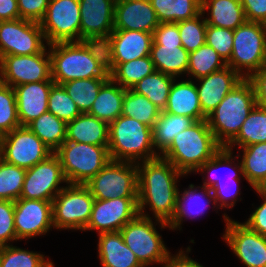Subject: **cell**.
<instances>
[{
  "label": "cell",
  "instance_id": "obj_1",
  "mask_svg": "<svg viewBox=\"0 0 266 267\" xmlns=\"http://www.w3.org/2000/svg\"><path fill=\"white\" fill-rule=\"evenodd\" d=\"M137 169L139 214L150 217L145 212V207L149 206L155 222L169 223L176 210L178 179L185 174L161 156L137 163Z\"/></svg>",
  "mask_w": 266,
  "mask_h": 267
},
{
  "label": "cell",
  "instance_id": "obj_2",
  "mask_svg": "<svg viewBox=\"0 0 266 267\" xmlns=\"http://www.w3.org/2000/svg\"><path fill=\"white\" fill-rule=\"evenodd\" d=\"M55 84L89 78H110L103 42H59L49 45Z\"/></svg>",
  "mask_w": 266,
  "mask_h": 267
},
{
  "label": "cell",
  "instance_id": "obj_3",
  "mask_svg": "<svg viewBox=\"0 0 266 267\" xmlns=\"http://www.w3.org/2000/svg\"><path fill=\"white\" fill-rule=\"evenodd\" d=\"M221 148L207 120L204 119L196 121L189 128L178 133L160 156L188 176L210 160Z\"/></svg>",
  "mask_w": 266,
  "mask_h": 267
},
{
  "label": "cell",
  "instance_id": "obj_4",
  "mask_svg": "<svg viewBox=\"0 0 266 267\" xmlns=\"http://www.w3.org/2000/svg\"><path fill=\"white\" fill-rule=\"evenodd\" d=\"M108 152L113 161L139 163L160 156L153 144L152 128L124 115L109 123Z\"/></svg>",
  "mask_w": 266,
  "mask_h": 267
},
{
  "label": "cell",
  "instance_id": "obj_5",
  "mask_svg": "<svg viewBox=\"0 0 266 267\" xmlns=\"http://www.w3.org/2000/svg\"><path fill=\"white\" fill-rule=\"evenodd\" d=\"M256 105L253 86L244 78L207 116L209 128L222 147H226L238 135Z\"/></svg>",
  "mask_w": 266,
  "mask_h": 267
},
{
  "label": "cell",
  "instance_id": "obj_6",
  "mask_svg": "<svg viewBox=\"0 0 266 267\" xmlns=\"http://www.w3.org/2000/svg\"><path fill=\"white\" fill-rule=\"evenodd\" d=\"M227 66L243 79L266 66V24L245 21L234 30L233 51Z\"/></svg>",
  "mask_w": 266,
  "mask_h": 267
},
{
  "label": "cell",
  "instance_id": "obj_7",
  "mask_svg": "<svg viewBox=\"0 0 266 267\" xmlns=\"http://www.w3.org/2000/svg\"><path fill=\"white\" fill-rule=\"evenodd\" d=\"M67 184H86L111 160L108 146L65 141L55 152Z\"/></svg>",
  "mask_w": 266,
  "mask_h": 267
},
{
  "label": "cell",
  "instance_id": "obj_8",
  "mask_svg": "<svg viewBox=\"0 0 266 267\" xmlns=\"http://www.w3.org/2000/svg\"><path fill=\"white\" fill-rule=\"evenodd\" d=\"M157 224L161 230L163 228L170 230L168 223L157 220L155 224L151 217H144L140 214L120 230L125 244L133 251L144 267H149L152 264L162 265L171 254L164 244L162 236L156 230Z\"/></svg>",
  "mask_w": 266,
  "mask_h": 267
},
{
  "label": "cell",
  "instance_id": "obj_9",
  "mask_svg": "<svg viewBox=\"0 0 266 267\" xmlns=\"http://www.w3.org/2000/svg\"><path fill=\"white\" fill-rule=\"evenodd\" d=\"M95 198L82 184H66L52 201L53 226L61 230L84 231Z\"/></svg>",
  "mask_w": 266,
  "mask_h": 267
},
{
  "label": "cell",
  "instance_id": "obj_10",
  "mask_svg": "<svg viewBox=\"0 0 266 267\" xmlns=\"http://www.w3.org/2000/svg\"><path fill=\"white\" fill-rule=\"evenodd\" d=\"M84 185L98 200L138 198L137 163L110 160Z\"/></svg>",
  "mask_w": 266,
  "mask_h": 267
},
{
  "label": "cell",
  "instance_id": "obj_11",
  "mask_svg": "<svg viewBox=\"0 0 266 267\" xmlns=\"http://www.w3.org/2000/svg\"><path fill=\"white\" fill-rule=\"evenodd\" d=\"M54 152L27 126H19L0 137V158L29 169Z\"/></svg>",
  "mask_w": 266,
  "mask_h": 267
},
{
  "label": "cell",
  "instance_id": "obj_12",
  "mask_svg": "<svg viewBox=\"0 0 266 267\" xmlns=\"http://www.w3.org/2000/svg\"><path fill=\"white\" fill-rule=\"evenodd\" d=\"M81 14L79 0H50L39 22L46 45L80 42Z\"/></svg>",
  "mask_w": 266,
  "mask_h": 267
},
{
  "label": "cell",
  "instance_id": "obj_13",
  "mask_svg": "<svg viewBox=\"0 0 266 267\" xmlns=\"http://www.w3.org/2000/svg\"><path fill=\"white\" fill-rule=\"evenodd\" d=\"M32 55H7L0 59V82L16 87L32 82L53 81L49 45Z\"/></svg>",
  "mask_w": 266,
  "mask_h": 267
},
{
  "label": "cell",
  "instance_id": "obj_14",
  "mask_svg": "<svg viewBox=\"0 0 266 267\" xmlns=\"http://www.w3.org/2000/svg\"><path fill=\"white\" fill-rule=\"evenodd\" d=\"M40 23L16 19L0 21V59L7 55L41 53L47 46Z\"/></svg>",
  "mask_w": 266,
  "mask_h": 267
},
{
  "label": "cell",
  "instance_id": "obj_15",
  "mask_svg": "<svg viewBox=\"0 0 266 267\" xmlns=\"http://www.w3.org/2000/svg\"><path fill=\"white\" fill-rule=\"evenodd\" d=\"M66 183L59 157L53 153L47 159L26 169L20 198L53 201Z\"/></svg>",
  "mask_w": 266,
  "mask_h": 267
},
{
  "label": "cell",
  "instance_id": "obj_16",
  "mask_svg": "<svg viewBox=\"0 0 266 267\" xmlns=\"http://www.w3.org/2000/svg\"><path fill=\"white\" fill-rule=\"evenodd\" d=\"M226 229L223 240L246 267H266V237L244 223L223 215Z\"/></svg>",
  "mask_w": 266,
  "mask_h": 267
},
{
  "label": "cell",
  "instance_id": "obj_17",
  "mask_svg": "<svg viewBox=\"0 0 266 267\" xmlns=\"http://www.w3.org/2000/svg\"><path fill=\"white\" fill-rule=\"evenodd\" d=\"M138 212V198L95 199L84 231L100 233L120 231Z\"/></svg>",
  "mask_w": 266,
  "mask_h": 267
},
{
  "label": "cell",
  "instance_id": "obj_18",
  "mask_svg": "<svg viewBox=\"0 0 266 267\" xmlns=\"http://www.w3.org/2000/svg\"><path fill=\"white\" fill-rule=\"evenodd\" d=\"M153 34L136 30H113L103 42L109 74L120 64L150 56Z\"/></svg>",
  "mask_w": 266,
  "mask_h": 267
},
{
  "label": "cell",
  "instance_id": "obj_19",
  "mask_svg": "<svg viewBox=\"0 0 266 267\" xmlns=\"http://www.w3.org/2000/svg\"><path fill=\"white\" fill-rule=\"evenodd\" d=\"M14 205L17 240L42 236L54 229L52 201L19 198L14 201Z\"/></svg>",
  "mask_w": 266,
  "mask_h": 267
},
{
  "label": "cell",
  "instance_id": "obj_20",
  "mask_svg": "<svg viewBox=\"0 0 266 267\" xmlns=\"http://www.w3.org/2000/svg\"><path fill=\"white\" fill-rule=\"evenodd\" d=\"M116 0H79L81 41L104 42L114 30Z\"/></svg>",
  "mask_w": 266,
  "mask_h": 267
},
{
  "label": "cell",
  "instance_id": "obj_21",
  "mask_svg": "<svg viewBox=\"0 0 266 267\" xmlns=\"http://www.w3.org/2000/svg\"><path fill=\"white\" fill-rule=\"evenodd\" d=\"M160 24L149 0H116L114 30L152 33Z\"/></svg>",
  "mask_w": 266,
  "mask_h": 267
},
{
  "label": "cell",
  "instance_id": "obj_22",
  "mask_svg": "<svg viewBox=\"0 0 266 267\" xmlns=\"http://www.w3.org/2000/svg\"><path fill=\"white\" fill-rule=\"evenodd\" d=\"M243 78L231 67L201 77L196 89L202 113L207 117Z\"/></svg>",
  "mask_w": 266,
  "mask_h": 267
},
{
  "label": "cell",
  "instance_id": "obj_23",
  "mask_svg": "<svg viewBox=\"0 0 266 267\" xmlns=\"http://www.w3.org/2000/svg\"><path fill=\"white\" fill-rule=\"evenodd\" d=\"M54 81L32 82L14 87L20 126H27L48 111V97Z\"/></svg>",
  "mask_w": 266,
  "mask_h": 267
},
{
  "label": "cell",
  "instance_id": "obj_24",
  "mask_svg": "<svg viewBox=\"0 0 266 267\" xmlns=\"http://www.w3.org/2000/svg\"><path fill=\"white\" fill-rule=\"evenodd\" d=\"M214 200L211 189L202 185L201 187H196L194 184H190L188 188L183 192L181 191V193L178 189L175 214L172 220L168 223L170 229L181 230V225L185 219H193L196 216L203 215L206 207H208L211 202H213V208L216 207V209H219Z\"/></svg>",
  "mask_w": 266,
  "mask_h": 267
},
{
  "label": "cell",
  "instance_id": "obj_25",
  "mask_svg": "<svg viewBox=\"0 0 266 267\" xmlns=\"http://www.w3.org/2000/svg\"><path fill=\"white\" fill-rule=\"evenodd\" d=\"M164 112L192 118L195 122L207 119L202 113L196 83L187 79H175Z\"/></svg>",
  "mask_w": 266,
  "mask_h": 267
},
{
  "label": "cell",
  "instance_id": "obj_26",
  "mask_svg": "<svg viewBox=\"0 0 266 267\" xmlns=\"http://www.w3.org/2000/svg\"><path fill=\"white\" fill-rule=\"evenodd\" d=\"M98 257L102 267H144L125 244L120 231L98 234Z\"/></svg>",
  "mask_w": 266,
  "mask_h": 267
},
{
  "label": "cell",
  "instance_id": "obj_27",
  "mask_svg": "<svg viewBox=\"0 0 266 267\" xmlns=\"http://www.w3.org/2000/svg\"><path fill=\"white\" fill-rule=\"evenodd\" d=\"M109 124L89 113H81L67 123L66 140L76 143L108 146Z\"/></svg>",
  "mask_w": 266,
  "mask_h": 267
},
{
  "label": "cell",
  "instance_id": "obj_28",
  "mask_svg": "<svg viewBox=\"0 0 266 267\" xmlns=\"http://www.w3.org/2000/svg\"><path fill=\"white\" fill-rule=\"evenodd\" d=\"M201 10H209L205 21L214 27L235 30L246 21L240 0H202Z\"/></svg>",
  "mask_w": 266,
  "mask_h": 267
},
{
  "label": "cell",
  "instance_id": "obj_29",
  "mask_svg": "<svg viewBox=\"0 0 266 267\" xmlns=\"http://www.w3.org/2000/svg\"><path fill=\"white\" fill-rule=\"evenodd\" d=\"M150 58L156 71L174 78L187 75L189 53L182 45L152 44Z\"/></svg>",
  "mask_w": 266,
  "mask_h": 267
},
{
  "label": "cell",
  "instance_id": "obj_30",
  "mask_svg": "<svg viewBox=\"0 0 266 267\" xmlns=\"http://www.w3.org/2000/svg\"><path fill=\"white\" fill-rule=\"evenodd\" d=\"M125 91L126 89L110 78L100 88L89 114L107 122L108 124L111 123L122 114Z\"/></svg>",
  "mask_w": 266,
  "mask_h": 267
},
{
  "label": "cell",
  "instance_id": "obj_31",
  "mask_svg": "<svg viewBox=\"0 0 266 267\" xmlns=\"http://www.w3.org/2000/svg\"><path fill=\"white\" fill-rule=\"evenodd\" d=\"M233 151L227 149L226 147H222L210 160L206 161L197 171L195 172H201L204 174V172L208 173V177L203 176V185L204 187H207L211 189L218 181H226L233 179H241L240 177L243 175V169L241 161H239L237 158H239L238 155L234 157ZM233 155V156H232ZM235 159H237V163H235ZM234 160V161H233ZM224 166V167H223ZM227 166V167H226ZM234 166V168H233ZM227 168L228 175L226 177L219 176L216 174V171L222 170ZM231 169H229V168ZM214 170V172H213ZM232 170V171H231ZM212 172V173H211ZM231 172V173H230ZM205 178V179H204ZM208 178V179H206Z\"/></svg>",
  "mask_w": 266,
  "mask_h": 267
},
{
  "label": "cell",
  "instance_id": "obj_32",
  "mask_svg": "<svg viewBox=\"0 0 266 267\" xmlns=\"http://www.w3.org/2000/svg\"><path fill=\"white\" fill-rule=\"evenodd\" d=\"M195 121L187 116L173 115L161 111L152 128L153 144L156 152L161 155L173 142L174 137L189 128Z\"/></svg>",
  "mask_w": 266,
  "mask_h": 267
},
{
  "label": "cell",
  "instance_id": "obj_33",
  "mask_svg": "<svg viewBox=\"0 0 266 267\" xmlns=\"http://www.w3.org/2000/svg\"><path fill=\"white\" fill-rule=\"evenodd\" d=\"M27 127L36 134L53 152L66 140L67 123L49 111L30 122Z\"/></svg>",
  "mask_w": 266,
  "mask_h": 267
},
{
  "label": "cell",
  "instance_id": "obj_34",
  "mask_svg": "<svg viewBox=\"0 0 266 267\" xmlns=\"http://www.w3.org/2000/svg\"><path fill=\"white\" fill-rule=\"evenodd\" d=\"M241 158L245 180L256 189L266 179V142L241 147ZM242 155V156H241Z\"/></svg>",
  "mask_w": 266,
  "mask_h": 267
},
{
  "label": "cell",
  "instance_id": "obj_35",
  "mask_svg": "<svg viewBox=\"0 0 266 267\" xmlns=\"http://www.w3.org/2000/svg\"><path fill=\"white\" fill-rule=\"evenodd\" d=\"M266 142V111L256 105L242 124L238 135L226 146L232 150Z\"/></svg>",
  "mask_w": 266,
  "mask_h": 267
},
{
  "label": "cell",
  "instance_id": "obj_36",
  "mask_svg": "<svg viewBox=\"0 0 266 267\" xmlns=\"http://www.w3.org/2000/svg\"><path fill=\"white\" fill-rule=\"evenodd\" d=\"M162 22L191 19L202 12V0H149Z\"/></svg>",
  "mask_w": 266,
  "mask_h": 267
},
{
  "label": "cell",
  "instance_id": "obj_37",
  "mask_svg": "<svg viewBox=\"0 0 266 267\" xmlns=\"http://www.w3.org/2000/svg\"><path fill=\"white\" fill-rule=\"evenodd\" d=\"M176 78L155 71L151 75L144 77L131 89L141 95L146 96L161 111L166 107L171 86Z\"/></svg>",
  "mask_w": 266,
  "mask_h": 267
},
{
  "label": "cell",
  "instance_id": "obj_38",
  "mask_svg": "<svg viewBox=\"0 0 266 267\" xmlns=\"http://www.w3.org/2000/svg\"><path fill=\"white\" fill-rule=\"evenodd\" d=\"M226 66L224 59L211 46L204 44L189 53L187 77L189 76L190 80H197Z\"/></svg>",
  "mask_w": 266,
  "mask_h": 267
},
{
  "label": "cell",
  "instance_id": "obj_39",
  "mask_svg": "<svg viewBox=\"0 0 266 267\" xmlns=\"http://www.w3.org/2000/svg\"><path fill=\"white\" fill-rule=\"evenodd\" d=\"M110 78H89L67 81L61 84L81 113H89L100 88Z\"/></svg>",
  "mask_w": 266,
  "mask_h": 267
},
{
  "label": "cell",
  "instance_id": "obj_40",
  "mask_svg": "<svg viewBox=\"0 0 266 267\" xmlns=\"http://www.w3.org/2000/svg\"><path fill=\"white\" fill-rule=\"evenodd\" d=\"M161 110L146 96L126 89L123 99L122 115L134 118L153 128L159 118Z\"/></svg>",
  "mask_w": 266,
  "mask_h": 267
},
{
  "label": "cell",
  "instance_id": "obj_41",
  "mask_svg": "<svg viewBox=\"0 0 266 267\" xmlns=\"http://www.w3.org/2000/svg\"><path fill=\"white\" fill-rule=\"evenodd\" d=\"M156 71L150 56L120 63L111 73L110 78L124 89H131L144 77Z\"/></svg>",
  "mask_w": 266,
  "mask_h": 267
},
{
  "label": "cell",
  "instance_id": "obj_42",
  "mask_svg": "<svg viewBox=\"0 0 266 267\" xmlns=\"http://www.w3.org/2000/svg\"><path fill=\"white\" fill-rule=\"evenodd\" d=\"M52 260L46 259L45 254L29 251L13 246H4L0 267H52Z\"/></svg>",
  "mask_w": 266,
  "mask_h": 267
},
{
  "label": "cell",
  "instance_id": "obj_43",
  "mask_svg": "<svg viewBox=\"0 0 266 267\" xmlns=\"http://www.w3.org/2000/svg\"><path fill=\"white\" fill-rule=\"evenodd\" d=\"M26 169L9 164L0 158V200L20 198Z\"/></svg>",
  "mask_w": 266,
  "mask_h": 267
},
{
  "label": "cell",
  "instance_id": "obj_44",
  "mask_svg": "<svg viewBox=\"0 0 266 267\" xmlns=\"http://www.w3.org/2000/svg\"><path fill=\"white\" fill-rule=\"evenodd\" d=\"M201 12L191 19L176 22L180 32L182 47L190 53L196 51L200 46L206 44L207 23Z\"/></svg>",
  "mask_w": 266,
  "mask_h": 267
},
{
  "label": "cell",
  "instance_id": "obj_45",
  "mask_svg": "<svg viewBox=\"0 0 266 267\" xmlns=\"http://www.w3.org/2000/svg\"><path fill=\"white\" fill-rule=\"evenodd\" d=\"M48 111L68 123L81 112L62 85L53 84L48 97Z\"/></svg>",
  "mask_w": 266,
  "mask_h": 267
},
{
  "label": "cell",
  "instance_id": "obj_46",
  "mask_svg": "<svg viewBox=\"0 0 266 267\" xmlns=\"http://www.w3.org/2000/svg\"><path fill=\"white\" fill-rule=\"evenodd\" d=\"M19 126L14 88L0 82V137Z\"/></svg>",
  "mask_w": 266,
  "mask_h": 267
},
{
  "label": "cell",
  "instance_id": "obj_47",
  "mask_svg": "<svg viewBox=\"0 0 266 267\" xmlns=\"http://www.w3.org/2000/svg\"><path fill=\"white\" fill-rule=\"evenodd\" d=\"M234 30L207 24L206 44L211 46L227 63L233 51Z\"/></svg>",
  "mask_w": 266,
  "mask_h": 267
},
{
  "label": "cell",
  "instance_id": "obj_48",
  "mask_svg": "<svg viewBox=\"0 0 266 267\" xmlns=\"http://www.w3.org/2000/svg\"><path fill=\"white\" fill-rule=\"evenodd\" d=\"M239 183L240 179L232 178L231 180L218 181L211 188L217 208H227L228 210L229 208L232 209V207H234L236 201H238V195H240L239 193L241 192L239 191L241 187H238Z\"/></svg>",
  "mask_w": 266,
  "mask_h": 267
},
{
  "label": "cell",
  "instance_id": "obj_49",
  "mask_svg": "<svg viewBox=\"0 0 266 267\" xmlns=\"http://www.w3.org/2000/svg\"><path fill=\"white\" fill-rule=\"evenodd\" d=\"M15 205L10 200H0V244L10 245V242L17 241L14 225Z\"/></svg>",
  "mask_w": 266,
  "mask_h": 267
},
{
  "label": "cell",
  "instance_id": "obj_50",
  "mask_svg": "<svg viewBox=\"0 0 266 267\" xmlns=\"http://www.w3.org/2000/svg\"><path fill=\"white\" fill-rule=\"evenodd\" d=\"M152 44L182 45L180 32L176 22H162L153 32Z\"/></svg>",
  "mask_w": 266,
  "mask_h": 267
},
{
  "label": "cell",
  "instance_id": "obj_51",
  "mask_svg": "<svg viewBox=\"0 0 266 267\" xmlns=\"http://www.w3.org/2000/svg\"><path fill=\"white\" fill-rule=\"evenodd\" d=\"M50 0H17L21 19L40 22Z\"/></svg>",
  "mask_w": 266,
  "mask_h": 267
},
{
  "label": "cell",
  "instance_id": "obj_52",
  "mask_svg": "<svg viewBox=\"0 0 266 267\" xmlns=\"http://www.w3.org/2000/svg\"><path fill=\"white\" fill-rule=\"evenodd\" d=\"M263 199L262 204L256 207L247 221L244 222L251 230L266 237V191L253 189Z\"/></svg>",
  "mask_w": 266,
  "mask_h": 267
},
{
  "label": "cell",
  "instance_id": "obj_53",
  "mask_svg": "<svg viewBox=\"0 0 266 267\" xmlns=\"http://www.w3.org/2000/svg\"><path fill=\"white\" fill-rule=\"evenodd\" d=\"M246 21L266 24V0H240Z\"/></svg>",
  "mask_w": 266,
  "mask_h": 267
},
{
  "label": "cell",
  "instance_id": "obj_54",
  "mask_svg": "<svg viewBox=\"0 0 266 267\" xmlns=\"http://www.w3.org/2000/svg\"><path fill=\"white\" fill-rule=\"evenodd\" d=\"M248 80L253 86L257 105L266 111V66L252 74Z\"/></svg>",
  "mask_w": 266,
  "mask_h": 267
},
{
  "label": "cell",
  "instance_id": "obj_55",
  "mask_svg": "<svg viewBox=\"0 0 266 267\" xmlns=\"http://www.w3.org/2000/svg\"><path fill=\"white\" fill-rule=\"evenodd\" d=\"M189 252H191L190 246L186 248V251L180 249L176 255L170 254L162 263V267H204L197 261L191 259L187 255Z\"/></svg>",
  "mask_w": 266,
  "mask_h": 267
},
{
  "label": "cell",
  "instance_id": "obj_56",
  "mask_svg": "<svg viewBox=\"0 0 266 267\" xmlns=\"http://www.w3.org/2000/svg\"><path fill=\"white\" fill-rule=\"evenodd\" d=\"M20 18L17 0H0V21Z\"/></svg>",
  "mask_w": 266,
  "mask_h": 267
},
{
  "label": "cell",
  "instance_id": "obj_57",
  "mask_svg": "<svg viewBox=\"0 0 266 267\" xmlns=\"http://www.w3.org/2000/svg\"><path fill=\"white\" fill-rule=\"evenodd\" d=\"M256 189L266 191V179Z\"/></svg>",
  "mask_w": 266,
  "mask_h": 267
},
{
  "label": "cell",
  "instance_id": "obj_58",
  "mask_svg": "<svg viewBox=\"0 0 266 267\" xmlns=\"http://www.w3.org/2000/svg\"><path fill=\"white\" fill-rule=\"evenodd\" d=\"M3 248H4V246L0 244V259H1Z\"/></svg>",
  "mask_w": 266,
  "mask_h": 267
}]
</instances>
